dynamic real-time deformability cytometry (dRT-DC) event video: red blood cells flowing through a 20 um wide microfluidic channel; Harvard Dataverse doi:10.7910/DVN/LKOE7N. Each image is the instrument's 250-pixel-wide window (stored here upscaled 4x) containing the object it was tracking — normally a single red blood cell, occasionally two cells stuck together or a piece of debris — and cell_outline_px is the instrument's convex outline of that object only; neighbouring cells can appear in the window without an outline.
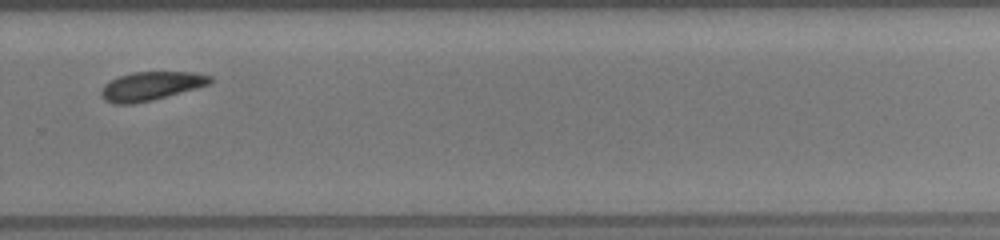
{"species": "common noctule bat (a hibernating species)", "species_latin": "Nyctalus noctula", "temperature_condition": "room temperature", "stored_images_in_passage": 26, "camera_frame_rate_fps": 3000, "um_per_image_px": 0.085, "animal": {"sex": "female", "body_mass_g": 19.5, "forearm_length_mm": 54.1}, "frame": {"image": 1, "passage_image": 15, "time_ms": 6.667, "image_size_px": [1000, 240], "cell_outline_px": [[212, 84], [152, 100], [132, 104], [112, 104], [104, 100], [100, 96], [100, 92], [104, 84], [120, 76], [132, 72], [192, 72], [212, 76]], "centroid_in_image_um": [12.82, 7.32], "position_along_channel_um": 317.0, "area_um2": 18.26}}